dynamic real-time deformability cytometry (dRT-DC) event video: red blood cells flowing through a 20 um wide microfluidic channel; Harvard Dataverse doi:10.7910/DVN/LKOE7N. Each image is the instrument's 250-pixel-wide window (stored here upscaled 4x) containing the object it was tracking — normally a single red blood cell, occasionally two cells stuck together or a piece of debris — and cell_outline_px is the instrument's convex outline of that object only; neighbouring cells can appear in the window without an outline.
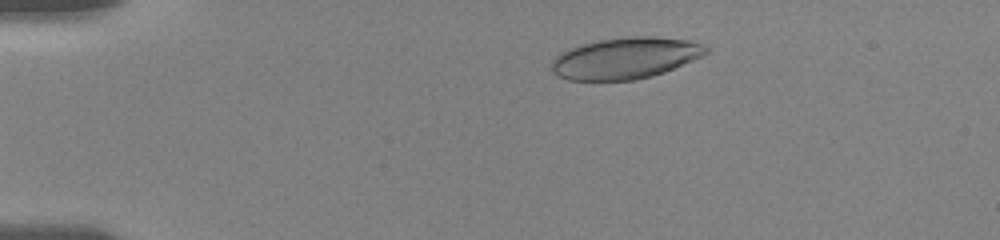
{"species": "human", "species_latin": "Homo sapiens", "temperature_condition": "room temperature", "stored_images_in_passage": 20, "camera_frame_rate_fps": 3000, "um_per_image_px": 0.085, "donor": {"sex": "female"}, "frame": {"image": 1, "passage_image": 5, "time_ms": 2.333, "image_size_px": [1000, 240], "cell_outline_px": [[708, 52], [692, 60], [664, 72], [652, 76], [636, 80], [568, 80], [556, 76], [552, 72], [552, 60], [560, 52], [568, 48], [596, 40], [632, 36], [652, 36], [688, 40], [704, 44], [708, 48]], "centroid_in_image_um": [53.12, 4.94], "position_along_channel_um": 31.9, "area_um2": 37.28}}
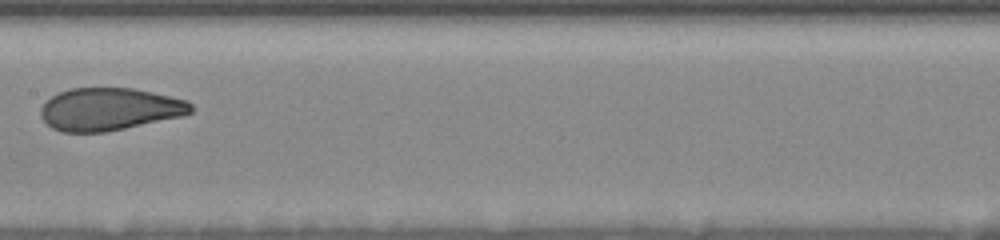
{"frame": {"image": 2, "passage_image": 14, "time_ms": 8.667, "image_size_px": [1000, 240], "cell_outline_px": [[192, 112], [184, 116], [104, 132], [64, 132], [52, 128], [44, 120], [40, 112], [40, 108], [52, 96], [68, 88], [132, 88], [152, 92], [188, 100], [192, 104]], "centroid_in_image_um": [9.32, 9.27], "position_along_channel_um": 198.1, "area_um2": 37.11}}
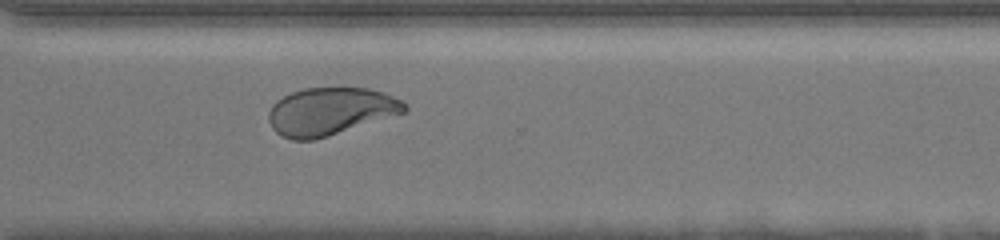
{"frame": {"image": 3, "passage_image": 20, "time_ms": 12.667, "image_size_px": [1000, 240], "cell_outline_px": [[408, 112], [328, 136], [312, 140], [292, 140], [280, 136], [272, 128], [268, 120], [268, 112], [272, 104], [276, 100], [292, 92], [304, 88], [368, 88], [384, 92], [404, 100], [408, 104]], "centroid_in_image_um": [28.11, 9.46], "position_along_channel_um": 342.5, "area_um2": 38.15}}